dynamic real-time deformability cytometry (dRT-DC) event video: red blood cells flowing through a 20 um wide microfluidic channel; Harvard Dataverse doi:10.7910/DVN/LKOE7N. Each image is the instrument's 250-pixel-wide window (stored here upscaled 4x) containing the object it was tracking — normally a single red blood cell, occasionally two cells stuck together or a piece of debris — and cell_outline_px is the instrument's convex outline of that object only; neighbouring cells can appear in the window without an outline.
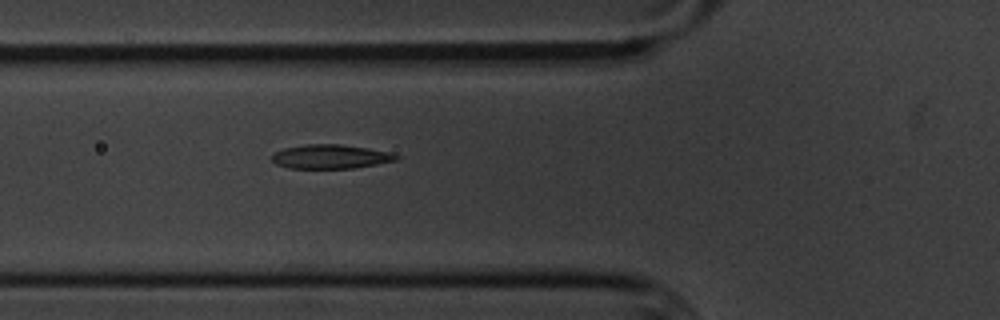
{"species": "common noctule bat (a hibernating species)", "species_latin": "Nyctalus noctula", "temperature_condition": "cold", "stored_images_in_passage": 7, "camera_frame_rate_fps": 3000, "um_per_image_px": 0.085, "animal": {"sex": "male", "body_mass_g": 20.1, "forearm_length_mm": 53.5}, "frame": {"image": 1, "passage_image": 7, "time_ms": 8.0, "image_size_px": [1000, 320], "cell_outline_px": [[400, 156], [396, 160], [376, 164], [352, 168], [288, 168], [276, 164], [272, 160], [272, 156], [276, 152], [284, 148], [304, 144], [340, 144], [368, 148], [388, 152]], "centroid_in_image_um": [28.07, 13.31], "position_along_channel_um": 97.7, "area_um2": 17.28}}